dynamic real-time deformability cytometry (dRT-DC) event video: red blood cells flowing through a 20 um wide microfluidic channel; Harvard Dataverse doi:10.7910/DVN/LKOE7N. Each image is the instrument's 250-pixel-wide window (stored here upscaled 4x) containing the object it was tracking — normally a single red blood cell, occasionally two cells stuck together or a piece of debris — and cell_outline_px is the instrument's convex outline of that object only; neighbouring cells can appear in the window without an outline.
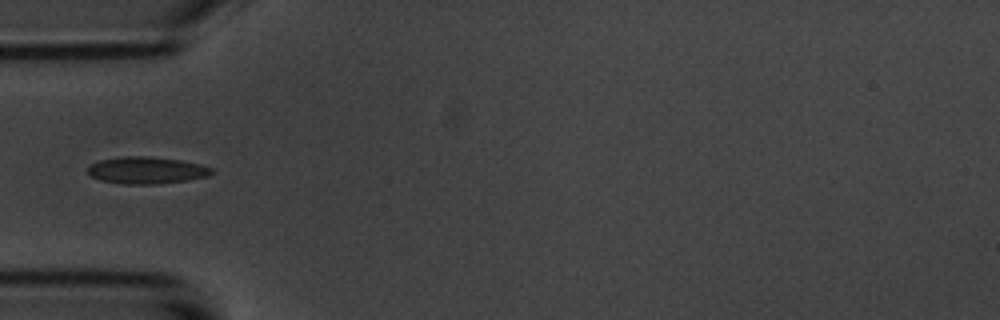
{"species": "common noctule bat (a hibernating species)", "species_latin": "Nyctalus noctula", "temperature_condition": "room temperature", "stored_images_in_passage": 39, "camera_frame_rate_fps": 3000, "um_per_image_px": 0.085, "animal": {"sex": "male", "body_mass_g": 20.1, "forearm_length_mm": 53.5}, "frame": {"image": 1, "passage_image": 1, "time_ms": 0.0, "image_size_px": [1000, 320], "cell_outline_px": [[216, 172], [208, 176], [188, 180], [160, 184], [124, 184], [100, 180], [92, 176], [88, 172], [88, 164], [100, 160], [120, 156], [148, 156], [180, 160], [200, 164], [212, 168]], "centroid_in_image_um": [12.47, 14.47], "position_along_channel_um": 72.5, "area_um2": 19.65}}
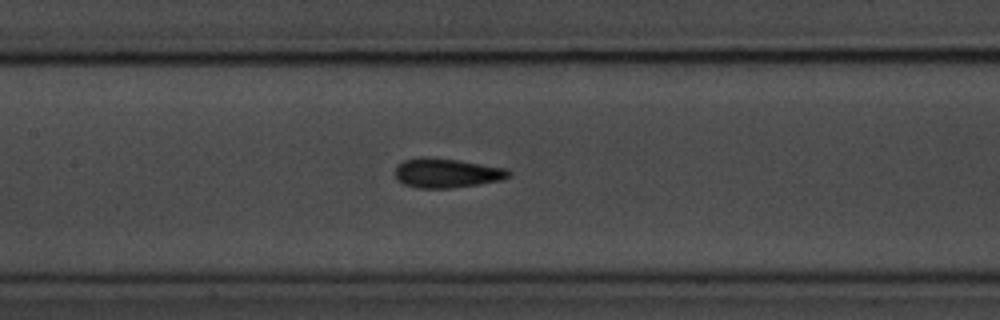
{"frame": {"image": 2, "passage_image": 9, "time_ms": 2.667, "image_size_px": [1000, 320], "cell_outline_px": [[512, 172], [508, 176], [500, 180], [480, 184], [448, 188], [420, 188], [404, 184], [396, 180], [396, 164], [404, 160], [420, 156], [424, 156], [460, 160], [508, 168]], "centroid_in_image_um": [37.96, 14.69], "position_along_channel_um": 169.4, "area_um2": 19.65}}
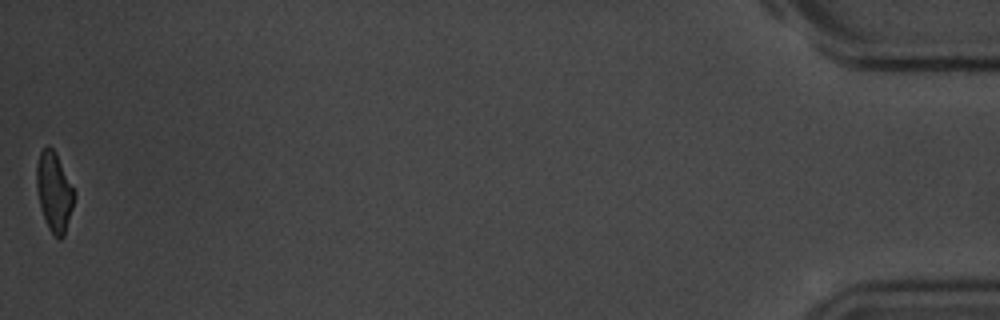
{"frame": {"image": 3, "passage_image": 39, "time_ms": 12.667, "image_size_px": [1000, 320], "cell_outline_px": [[76, 196], [64, 236], [60, 240], [48, 228], [40, 208], [36, 188], [36, 164], [40, 152], [48, 144], [56, 152], [76, 192]], "centroid_in_image_um": [4.61, 16.28], "position_along_channel_um": 430.6, "area_um2": 17.69}}